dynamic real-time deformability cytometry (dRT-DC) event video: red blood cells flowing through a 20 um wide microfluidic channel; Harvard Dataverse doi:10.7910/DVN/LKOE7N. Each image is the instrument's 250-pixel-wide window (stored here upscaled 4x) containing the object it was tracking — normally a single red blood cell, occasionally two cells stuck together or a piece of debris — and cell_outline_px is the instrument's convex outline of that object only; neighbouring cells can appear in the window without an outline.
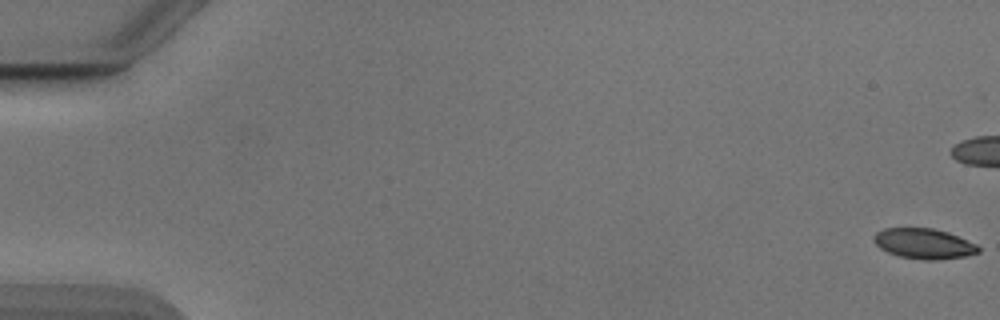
{"species": "Egyptian fruit bat (a non-hibernating species)", "species_latin": "Rousettus aegyptiacus", "temperature_condition": "cold", "stored_images_in_passage": 5, "camera_frame_rate_fps": 3000, "um_per_image_px": 0.085, "animal": {"sex": "male"}, "frame": {"image": 1, "passage_image": 1, "time_ms": 0.0, "image_size_px": [1000, 320], "cell_outline_px": [[980, 252], [964, 256], [936, 260], [924, 260], [900, 256], [888, 252], [880, 248], [872, 240], [872, 236], [876, 232], [884, 228], [932, 228], [948, 232], [976, 244], [980, 248]], "centroid_in_image_um": [78.5, 20.7], "position_along_channel_um": 6.5, "area_um2": 18.44}}